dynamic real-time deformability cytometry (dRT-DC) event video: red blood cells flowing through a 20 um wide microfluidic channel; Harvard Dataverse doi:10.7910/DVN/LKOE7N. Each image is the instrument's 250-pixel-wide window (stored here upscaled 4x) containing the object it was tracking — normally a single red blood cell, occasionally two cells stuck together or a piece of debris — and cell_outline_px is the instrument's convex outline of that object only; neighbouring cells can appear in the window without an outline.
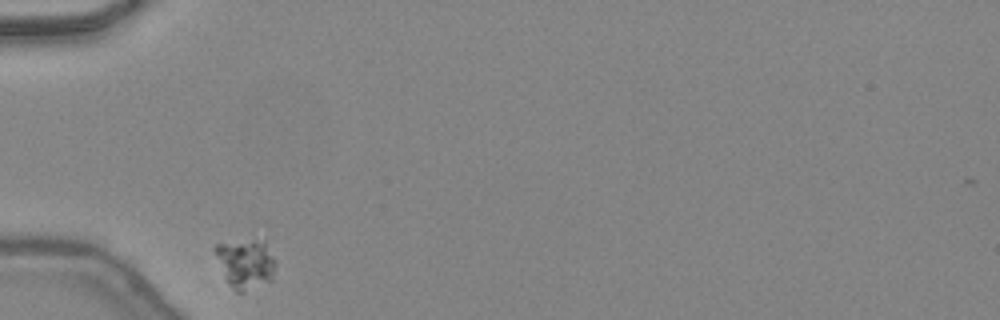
{"species": "common noctule bat (a hibernating species)", "species_latin": "Nyctalus noctula", "temperature_condition": "warm", "stored_images_in_passage": 28, "camera_frame_rate_fps": 3000, "um_per_image_px": 0.085, "animal": {"sex": "female", "body_mass_g": 24.6, "forearm_length_mm": 56.2}, "frame": {"image": 1, "passage_image": 1, "time_ms": 0.0, "image_size_px": [1000, 320], "cell_outline_px": [[276, 264], [272, 280], [244, 292], [236, 292], [228, 284], [224, 276], [212, 248], [216, 244], [252, 240], [264, 240], [276, 260]], "centroid_in_image_um": [20.88, 22.42], "position_along_channel_um": 64.1, "area_um2": 17.51}}
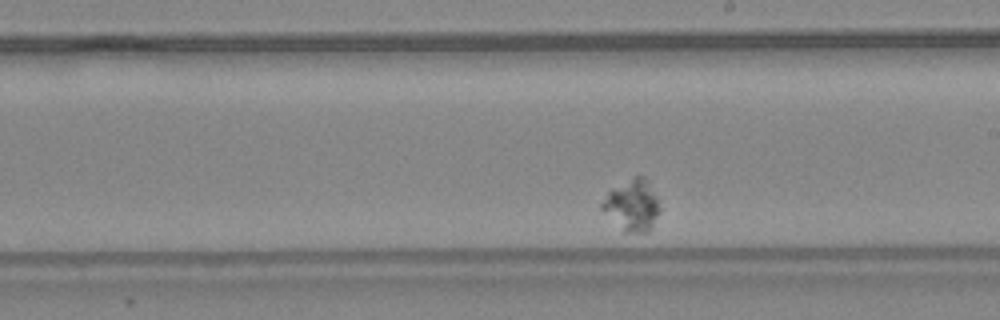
{"frame": {"image": 2, "passage_image": 16, "time_ms": 5.0, "image_size_px": [1000, 320], "cell_outline_px": [[660, 212], [652, 228], [648, 232], [624, 232], [600, 208], [600, 204], [608, 192], [612, 188], [636, 176], [644, 176], [648, 180], [660, 208]], "centroid_in_image_um": [53.73, 17.47], "position_along_channel_um": 235.3, "area_um2": 17.11}}
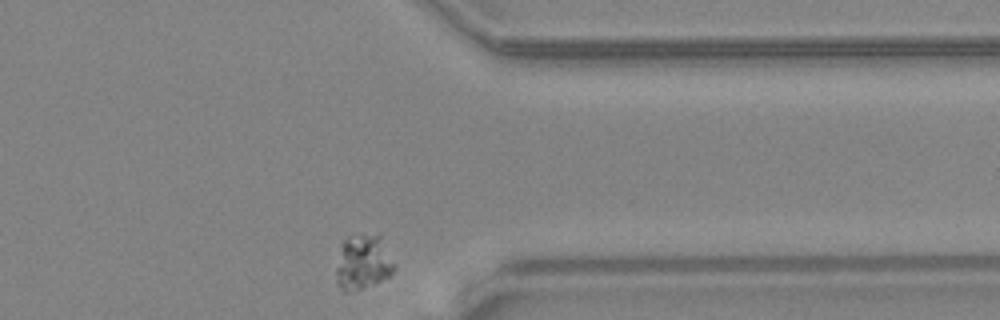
{"frame": {"image": 3, "passage_image": 28, "time_ms": 9.0, "image_size_px": [1000, 320], "cell_outline_px": [[396, 264], [392, 272], [388, 276], [380, 280], [352, 292], [344, 292], [336, 284], [336, 268], [344, 240], [348, 236], [380, 232]], "centroid_in_image_um": [30.88, 22.25], "position_along_channel_um": 380.5, "area_um2": 18.79}}